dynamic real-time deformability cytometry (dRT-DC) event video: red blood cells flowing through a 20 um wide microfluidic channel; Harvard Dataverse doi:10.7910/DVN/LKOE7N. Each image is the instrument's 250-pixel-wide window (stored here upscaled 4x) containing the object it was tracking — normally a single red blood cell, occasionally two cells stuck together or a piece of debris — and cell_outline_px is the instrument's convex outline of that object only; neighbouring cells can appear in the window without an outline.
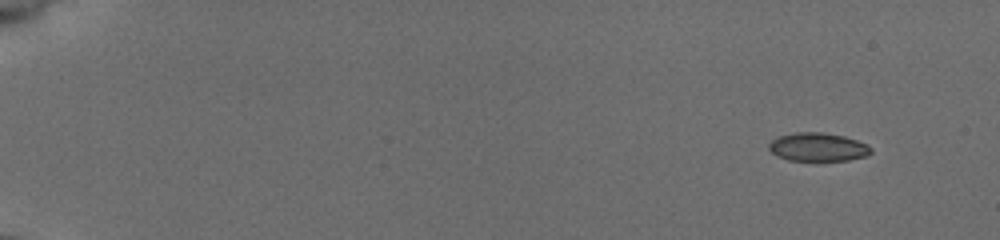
{"species": "common noctule bat (a hibernating species)", "species_latin": "Nyctalus noctula", "temperature_condition": "cold", "stored_images_in_passage": 51, "camera_frame_rate_fps": 3000, "um_per_image_px": 0.085, "animal": {"sex": "female", "body_mass_g": 19.5, "forearm_length_mm": 54.1}, "frame": {"image": 1, "passage_image": 1, "time_ms": 0.0, "image_size_px": [1000, 240], "cell_outline_px": [[872, 152], [868, 156], [848, 160], [788, 160], [772, 152], [768, 148], [768, 144], [772, 140], [780, 136], [796, 132], [820, 132], [844, 136], [856, 140], [872, 148]], "centroid_in_image_um": [69.54, 12.5], "position_along_channel_um": 15.5, "area_um2": 16.7}}
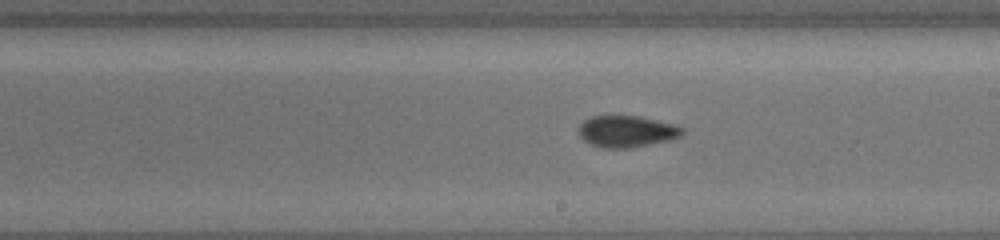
{"frame": {"image": 2, "passage_image": 30, "time_ms": 9.667, "image_size_px": [1000, 240], "cell_outline_px": [[684, 132], [680, 136], [664, 140], [628, 148], [604, 148], [592, 144], [584, 140], [580, 136], [580, 124], [584, 120], [592, 116], [640, 116], [672, 124], [684, 128]], "centroid_in_image_um": [53.24, 11.15], "position_along_channel_um": 235.8, "area_um2": 18.55}}
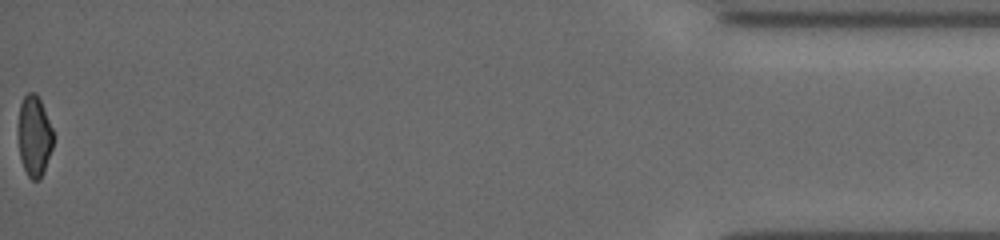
{"frame": {"image": 3, "passage_image": 51, "time_ms": 16.667, "image_size_px": [1000, 240], "cell_outline_px": [[52, 148], [44, 172], [40, 180], [32, 180], [28, 176], [20, 160], [16, 132], [16, 128], [20, 104], [24, 96], [28, 92], [36, 92], [40, 100], [52, 128]], "centroid_in_image_um": [2.86, 11.57], "position_along_channel_um": 432.3, "area_um2": 16.88}, "authors_computed_cell_mechanics": {"area_um2": 17.918, "velocity_mm_per_s": 3.9414, "shape_relaxation_time_tau1_ms": 3.2569, "shape_relaxation_time_tau2_ms": 2.1701, "deformation_change_tau1": 0.1172, "deformation_change_tau2": 0.0748}}